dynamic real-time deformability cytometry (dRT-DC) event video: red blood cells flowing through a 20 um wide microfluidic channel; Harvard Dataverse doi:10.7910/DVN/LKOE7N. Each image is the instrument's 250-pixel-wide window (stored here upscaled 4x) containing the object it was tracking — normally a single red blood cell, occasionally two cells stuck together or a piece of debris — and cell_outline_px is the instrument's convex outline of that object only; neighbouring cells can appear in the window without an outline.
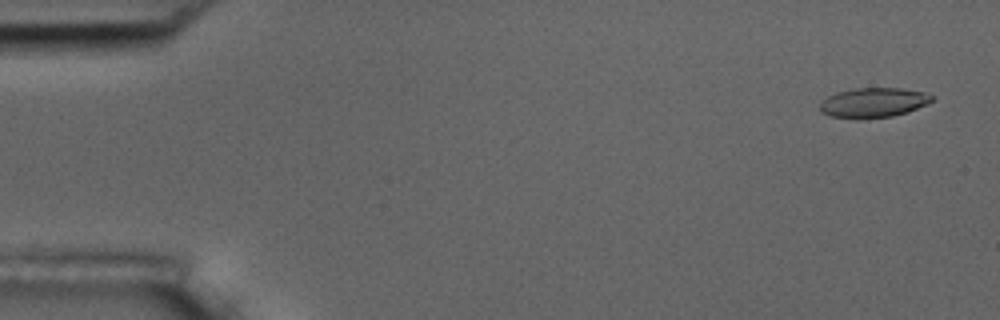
{"species": "common noctule bat (a hibernating species)", "species_latin": "Nyctalus noctula", "temperature_condition": "room temperature", "stored_images_in_passage": 55, "camera_frame_rate_fps": 3000, "um_per_image_px": 0.085, "animal": {"sex": "male", "body_mass_g": 17.5, "forearm_length_mm": 52.3}, "frame": {"image": 1, "passage_image": 3, "time_ms": 0.667, "image_size_px": [1000, 320], "cell_outline_px": [[932, 100], [908, 112], [892, 116], [860, 120], [856, 120], [832, 116], [820, 112], [820, 100], [836, 92], [856, 88], [900, 88], [924, 92], [932, 96]], "centroid_in_image_um": [74.16, 8.74], "position_along_channel_um": 10.8, "area_um2": 19.54}}
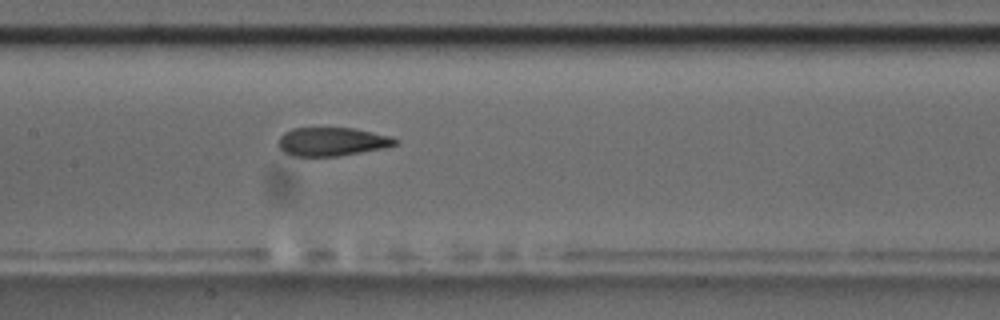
{"frame": {"image": 2, "passage_image": 27, "time_ms": 8.667, "image_size_px": [1000, 320], "cell_outline_px": [[400, 140], [396, 144], [384, 148], [336, 156], [292, 156], [284, 152], [280, 148], [280, 136], [284, 132], [292, 128], [352, 128], [392, 136]], "centroid_in_image_um": [28.24, 12.03], "position_along_channel_um": 179.2, "area_um2": 19.31}}
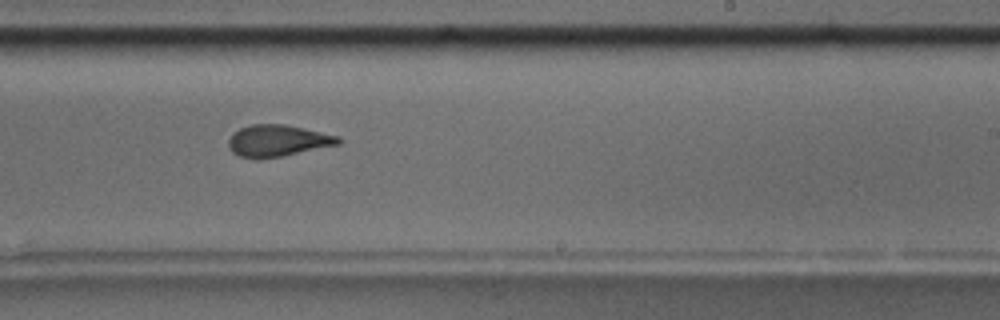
{"frame": {"image": 3, "passage_image": 34, "time_ms": 11.0, "image_size_px": [1000, 320], "cell_outline_px": [[340, 144], [280, 156], [256, 160], [240, 156], [232, 152], [228, 148], [228, 140], [240, 128], [252, 124], [284, 124], [340, 136]], "centroid_in_image_um": [23.58, 11.97], "position_along_channel_um": 265.4, "area_um2": 20.11}, "authors_computed_cell_mechanics": {"area_um2": 20.4612, "velocity_mm_per_s": 3.7059, "shape_relaxation_time_tau1_ms": 10.3294, "shape_relaxation_time_tau2_ms": 1.9614, "deformation_change_tau1": 0.2583, "deformation_change_tau2": 0.1003}}